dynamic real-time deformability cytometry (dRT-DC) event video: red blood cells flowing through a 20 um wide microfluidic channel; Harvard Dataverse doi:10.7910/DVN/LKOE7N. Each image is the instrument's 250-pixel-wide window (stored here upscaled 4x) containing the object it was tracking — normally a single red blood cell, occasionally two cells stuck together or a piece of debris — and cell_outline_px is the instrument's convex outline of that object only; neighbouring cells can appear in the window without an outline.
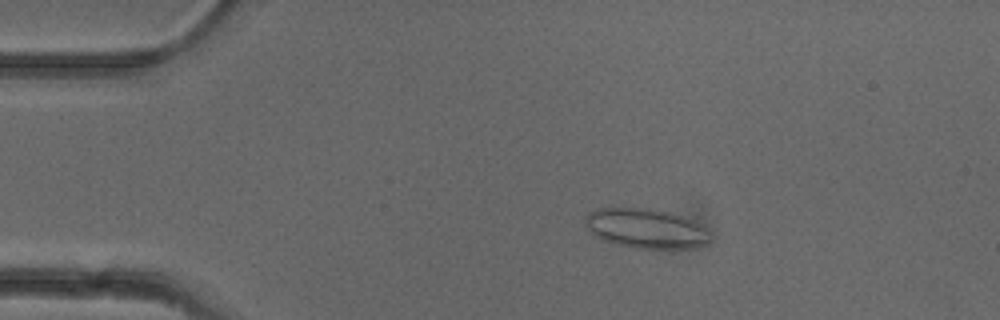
{"species": "common noctule bat (a hibernating species)", "species_latin": "Nyctalus noctula", "temperature_condition": "cold", "stored_images_in_passage": 6, "camera_frame_rate_fps": 3000, "um_per_image_px": 0.085, "animal": {"sex": "female"}, "frame": {"image": 1, "passage_image": 3, "time_ms": 2.667, "image_size_px": [1000, 320], "cell_outline_px": [[712, 240], [708, 244], [696, 248], [632, 248], [600, 240], [584, 224], [584, 216], [588, 212], [600, 208], [648, 208], [672, 212], [696, 220], [712, 236]], "centroid_in_image_um": [54.94, 19.42], "position_along_channel_um": 30.1, "area_um2": 29.48}}
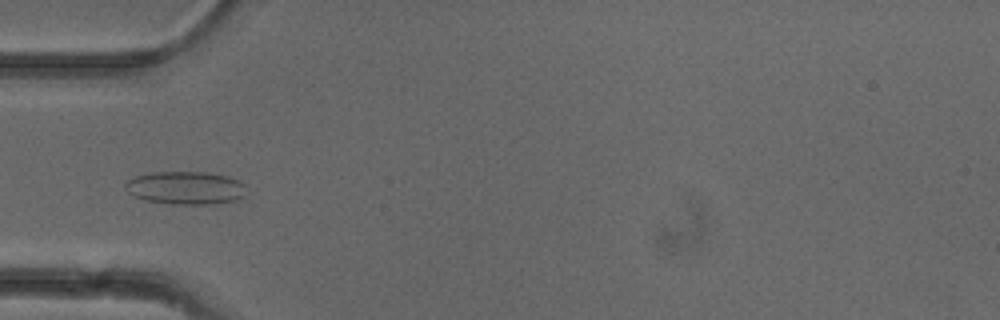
{"frame": {"image": 2, "passage_image": 5, "time_ms": 5.0, "image_size_px": [1000, 320], "cell_outline_px": [[244, 196], [236, 200], [216, 204], [168, 204], [144, 200], [132, 196], [124, 188], [124, 184], [128, 180], [136, 176], [152, 172], [208, 172], [228, 176], [244, 184]], "centroid_in_image_um": [15.74, 15.98], "position_along_channel_um": 69.3, "area_um2": 23.47}}